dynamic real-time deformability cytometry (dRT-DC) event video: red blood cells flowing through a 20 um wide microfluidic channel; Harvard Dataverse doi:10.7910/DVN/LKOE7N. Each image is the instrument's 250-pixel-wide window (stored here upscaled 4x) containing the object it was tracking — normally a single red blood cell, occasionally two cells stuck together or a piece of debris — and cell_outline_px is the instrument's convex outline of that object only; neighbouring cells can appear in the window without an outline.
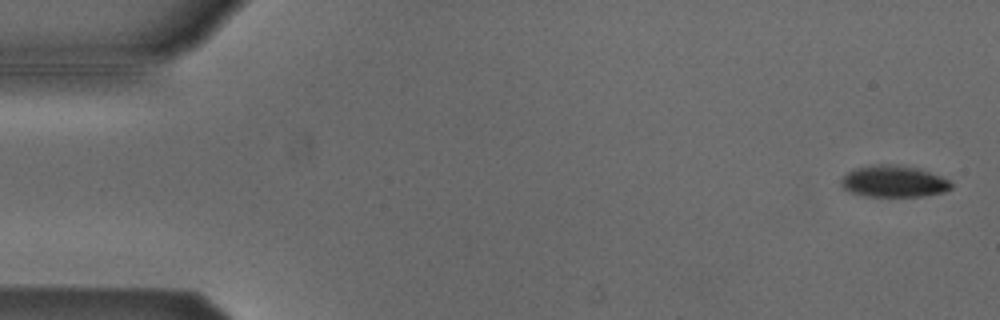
{"species": "Egyptian fruit bat (a non-hibernating species)", "species_latin": "Rousettus aegyptiacus", "temperature_condition": "cold", "stored_images_in_passage": 54, "camera_frame_rate_fps": 3000, "um_per_image_px": 0.085, "animal": {"sex": "male"}, "frame": {"image": 1, "passage_image": 2, "time_ms": 0.333, "image_size_px": [1000, 320], "cell_outline_px": [[952, 188], [944, 192], [920, 196], [864, 196], [852, 192], [844, 188], [840, 184], [840, 180], [848, 172], [856, 168], [880, 164], [896, 164], [916, 168], [940, 176], [948, 180], [952, 184]], "centroid_in_image_um": [75.96, 15.42], "position_along_channel_um": 9.0, "area_um2": 20.0}}
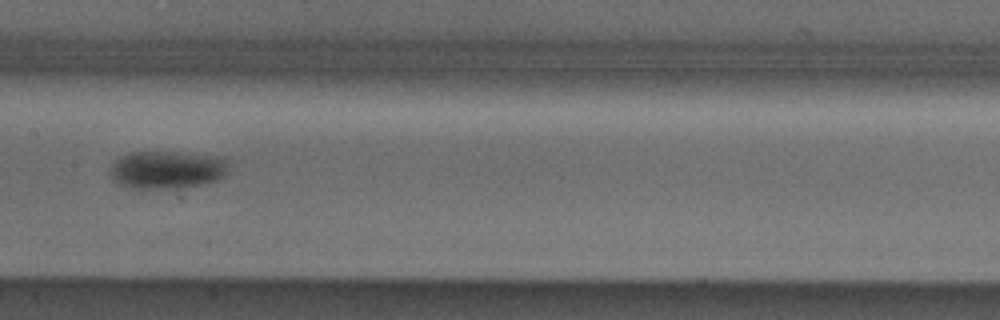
{"frame": {"image": 2, "passage_image": 27, "time_ms": 8.667, "image_size_px": [1000, 320], "cell_outline_px": [[228, 168], [224, 176], [216, 180], [200, 184], [180, 188], [132, 188], [120, 184], [112, 180], [112, 164], [120, 156], [132, 152], [176, 152], [216, 156], [228, 160]], "centroid_in_image_um": [14.2, 14.42], "position_along_channel_um": 193.2, "area_um2": 25.89}}
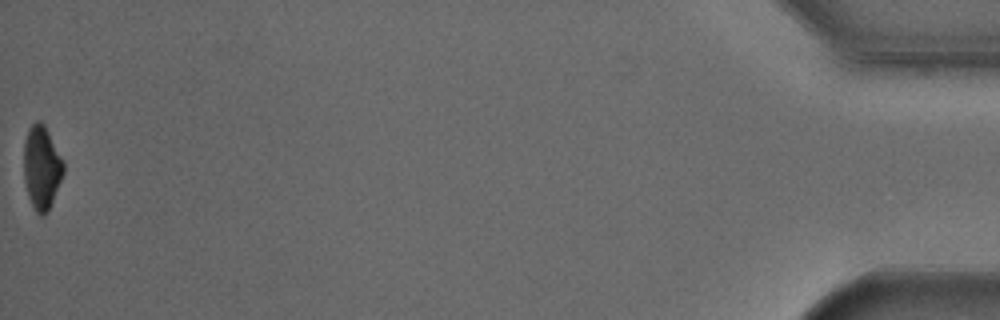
{"frame": {"image": 3, "passage_image": 54, "time_ms": 17.667, "image_size_px": [1000, 320], "cell_outline_px": [[64, 172], [48, 212], [44, 216], [40, 216], [36, 212], [28, 196], [24, 180], [24, 140], [28, 128], [36, 120], [40, 120], [44, 124], [64, 164]], "centroid_in_image_um": [3.52, 14.24], "position_along_channel_um": 431.7, "area_um2": 19.19}, "authors_computed_cell_mechanics": {"area_um2": 22.3108, "velocity_mm_per_s": 3.8205, "shape_relaxation_time_tau1_ms": 2.39, "shape_relaxation_time_tau2_ms": null, "deformation_change_tau1": 0.0922, "deformation_change_tau2": null}}